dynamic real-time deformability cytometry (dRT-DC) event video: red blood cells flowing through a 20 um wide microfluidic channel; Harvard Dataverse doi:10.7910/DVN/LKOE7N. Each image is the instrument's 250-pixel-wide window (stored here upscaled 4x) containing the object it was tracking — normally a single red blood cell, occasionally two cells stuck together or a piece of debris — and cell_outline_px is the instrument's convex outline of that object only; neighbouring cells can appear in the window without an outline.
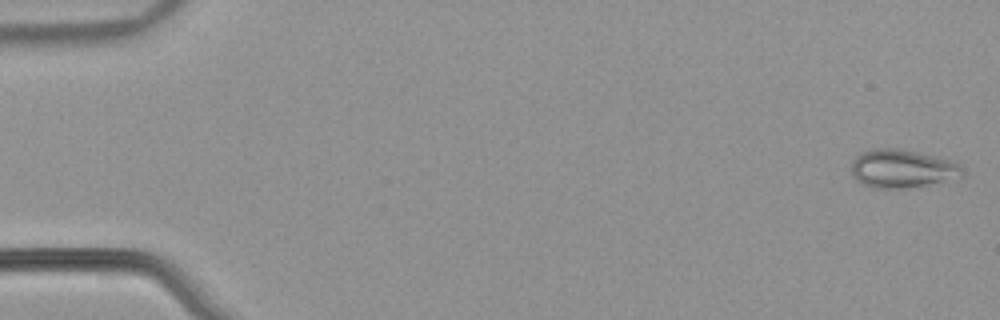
{"species": "common noctule bat (a hibernating species)", "species_latin": "Nyctalus noctula", "temperature_condition": "warm", "stored_images_in_passage": 55, "camera_frame_rate_fps": 3000, "um_per_image_px": 0.085, "animal": {"sex": "male", "body_mass_g": 21.5, "forearm_length_mm": 52.0}, "frame": {"image": 1, "passage_image": 1, "time_ms": 0.0, "image_size_px": [1000, 320], "cell_outline_px": [[964, 176], [908, 188], [872, 188], [864, 184], [852, 176], [852, 160], [860, 152], [872, 148], [896, 148], [916, 152], [948, 160], [960, 164], [964, 168]], "centroid_in_image_um": [76.65, 14.33], "position_along_channel_um": 8.3, "area_um2": 24.62}}
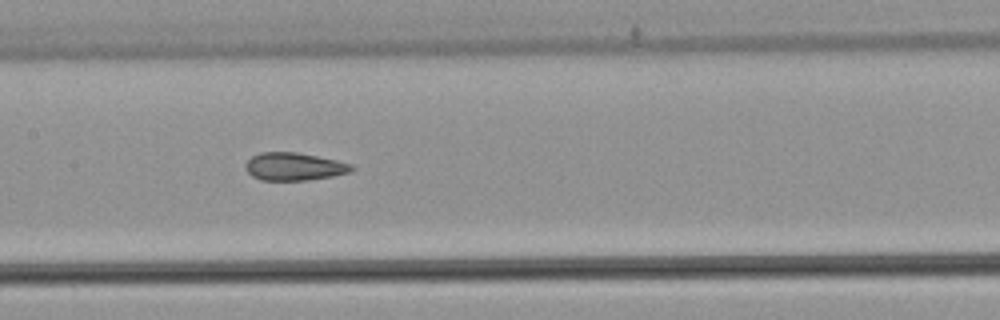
{"frame": {"image": 2, "passage_image": 27, "time_ms": 8.667, "image_size_px": [1000, 320], "cell_outline_px": [[356, 168], [348, 172], [332, 176], [308, 180], [260, 180], [252, 176], [244, 168], [244, 164], [252, 156], [260, 152], [296, 152], [336, 160], [352, 164]], "centroid_in_image_um": [24.97, 14.16], "position_along_channel_um": 182.4, "area_um2": 17.17}}
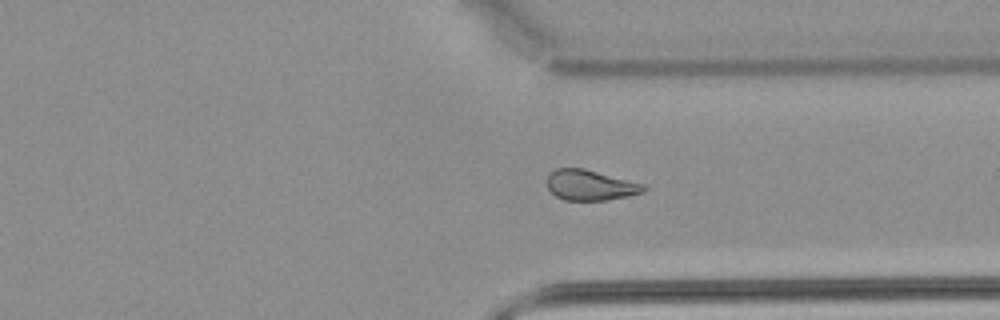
{"frame": {"image": 3, "passage_image": 41, "time_ms": 13.333, "image_size_px": [1000, 320], "cell_outline_px": [[648, 188], [644, 192], [628, 196], [604, 200], [564, 200], [556, 196], [548, 188], [548, 176], [556, 168], [584, 168], [644, 184]], "centroid_in_image_um": [50.2, 15.74], "position_along_channel_um": 361.2, "area_um2": 16.99}, "authors_computed_cell_mechanics": {"area_um2": 18.8428, "velocity_mm_per_s": 3.83, "shape_relaxation_time_tau1_ms": null, "shape_relaxation_time_tau2_ms": 2.412, "deformation_change_tau1": null, "deformation_change_tau2": 0.0792}}